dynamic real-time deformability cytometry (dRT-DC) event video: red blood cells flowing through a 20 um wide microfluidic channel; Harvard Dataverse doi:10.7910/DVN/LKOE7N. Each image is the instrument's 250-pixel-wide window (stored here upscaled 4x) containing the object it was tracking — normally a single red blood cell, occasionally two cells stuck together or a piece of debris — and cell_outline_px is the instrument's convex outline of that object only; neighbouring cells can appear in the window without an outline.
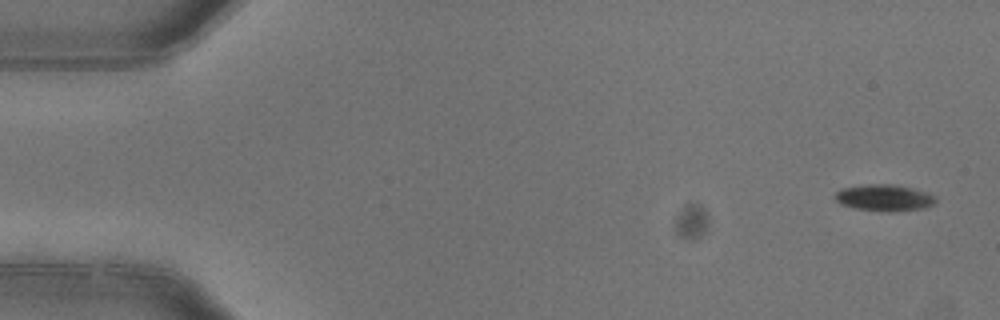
{"species": "common noctule bat (a hibernating species)", "species_latin": "Nyctalus noctula", "temperature_condition": "warm", "stored_images_in_passage": 6, "segment_of_instrument_passage": [2, 2], "camera_frame_rate_fps": 3000, "um_per_image_px": 0.085, "animal": {"sex": "female"}, "frame": {"image": 1, "passage_image": 6, "time_ms": 1.667, "image_size_px": [1000, 320], "cell_outline_px": [[936, 200], [932, 204], [924, 208], [892, 212], [888, 212], [856, 208], [840, 204], [836, 200], [836, 192], [840, 188], [868, 184], [892, 184], [912, 188], [936, 196]], "centroid_in_image_um": [75.15, 16.81], "position_along_channel_um": 9.9, "area_um2": 15.43}}